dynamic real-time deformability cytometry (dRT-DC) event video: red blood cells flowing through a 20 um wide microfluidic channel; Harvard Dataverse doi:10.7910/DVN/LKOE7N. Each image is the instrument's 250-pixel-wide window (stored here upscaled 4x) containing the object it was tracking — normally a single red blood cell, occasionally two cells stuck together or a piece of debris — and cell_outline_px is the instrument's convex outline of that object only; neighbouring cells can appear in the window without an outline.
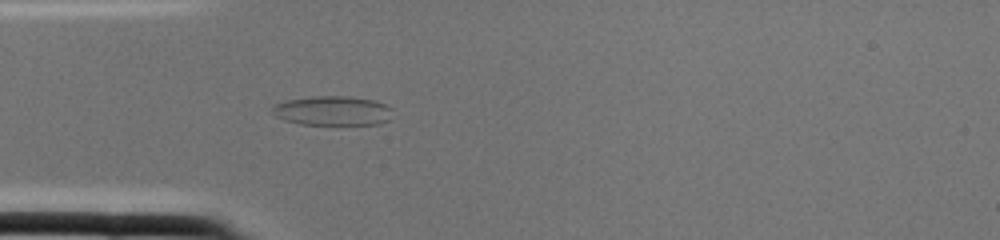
{"species": "common noctule bat (a hibernating species)", "species_latin": "Nyctalus noctula", "temperature_condition": "cold", "stored_images_in_passage": 2, "camera_frame_rate_fps": 3000, "um_per_image_px": 0.085, "animal": {"sex": "female", "body_mass_g": 22.0, "forearm_length_mm": 56.7}, "frame": {"image": 1, "passage_image": 2, "time_ms": 0.333, "image_size_px": [1000, 240], "cell_outline_px": [[392, 108], [388, 120], [380, 124], [300, 124], [284, 120], [276, 116], [272, 112], [272, 108], [276, 104], [288, 100], [312, 96], [344, 96], [372, 100], [384, 104]], "centroid_in_image_um": [28.25, 9.41], "position_along_channel_um": 56.7, "area_um2": 20.35}}